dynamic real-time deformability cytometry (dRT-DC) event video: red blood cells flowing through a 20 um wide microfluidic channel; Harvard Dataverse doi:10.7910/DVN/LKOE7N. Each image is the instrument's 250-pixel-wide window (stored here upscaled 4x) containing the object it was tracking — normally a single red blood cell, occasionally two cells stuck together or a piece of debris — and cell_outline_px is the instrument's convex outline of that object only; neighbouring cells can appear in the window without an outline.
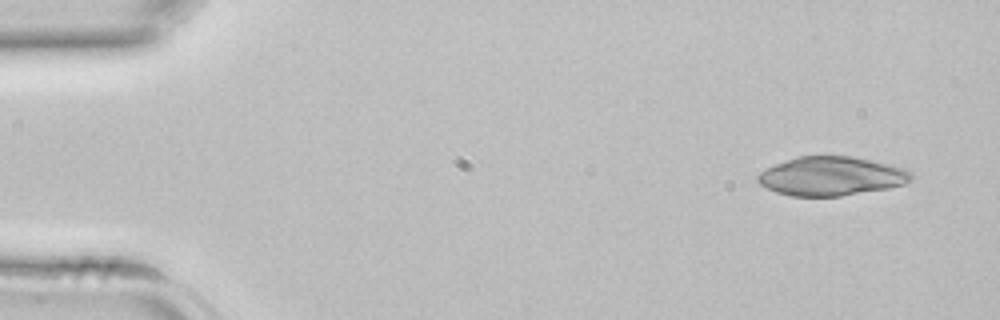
{"species": "common noctule bat (a hibernating species)", "species_latin": "Nyctalus noctula", "temperature_condition": "room temperature", "stored_images_in_passage": 39, "camera_frame_rate_fps": 3000, "um_per_image_px": 0.085, "animal": {"sex": "female", "body_mass_g": 22.7, "forearm_length_mm": 54.2}, "frame": {"image": 1, "passage_image": 1, "time_ms": 0.0, "image_size_px": [1000, 320], "cell_outline_px": [[912, 180], [904, 184], [888, 188], [840, 196], [792, 196], [776, 192], [760, 184], [756, 180], [756, 176], [760, 172], [776, 164], [800, 156], [852, 156], [872, 160], [904, 168], [912, 172]], "centroid_in_image_um": [70.68, 14.97], "position_along_channel_um": 14.3, "area_um2": 34.62}}